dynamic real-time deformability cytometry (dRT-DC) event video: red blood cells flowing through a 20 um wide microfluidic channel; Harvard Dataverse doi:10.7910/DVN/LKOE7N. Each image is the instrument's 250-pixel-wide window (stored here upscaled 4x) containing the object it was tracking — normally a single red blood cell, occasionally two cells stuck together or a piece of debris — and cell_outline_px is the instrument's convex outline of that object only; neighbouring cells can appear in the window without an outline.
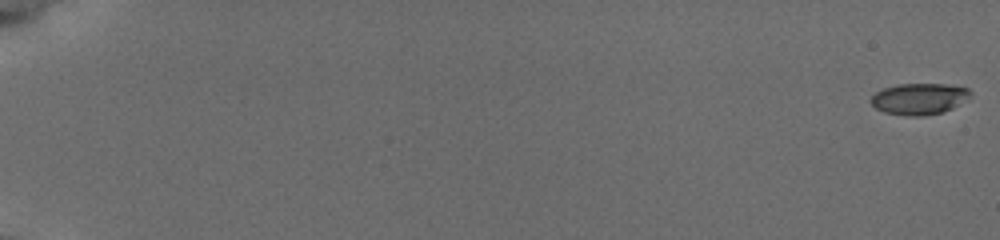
{"species": "common noctule bat (a hibernating species)", "species_latin": "Nyctalus noctula", "temperature_condition": "cold", "stored_images_in_passage": 13, "camera_frame_rate_fps": 3000, "um_per_image_px": 0.085, "animal": {"sex": "female", "body_mass_g": 19.5, "forearm_length_mm": 54.1}, "frame": {"image": 1, "passage_image": 1, "time_ms": 0.0, "image_size_px": [1000, 240], "cell_outline_px": [[972, 92], [968, 96], [952, 108], [944, 112], [920, 116], [908, 116], [884, 112], [876, 108], [872, 104], [872, 96], [876, 92], [884, 88], [900, 84], [944, 84], [968, 88]], "centroid_in_image_um": [78.11, 8.4], "position_along_channel_um": 6.9, "area_um2": 17.8}}
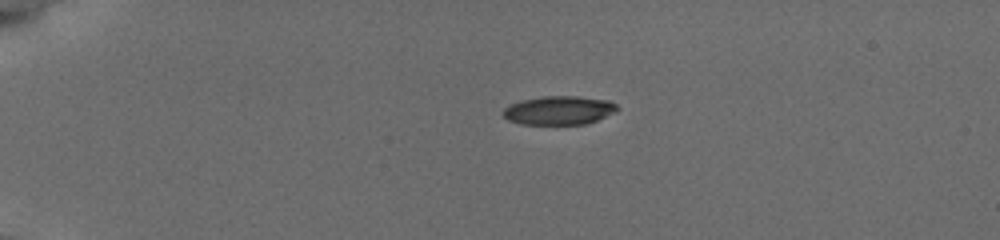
{"frame": {"image": 2, "passage_image": 9, "time_ms": 4.667, "image_size_px": [1000, 240], "cell_outline_px": [[620, 108], [616, 112], [596, 120], [584, 124], [520, 124], [508, 120], [500, 112], [504, 108], [520, 100], [544, 96], [576, 96], [608, 100], [616, 104]], "centroid_in_image_um": [47.5, 9.37], "position_along_channel_um": 37.5, "area_um2": 19.13}}